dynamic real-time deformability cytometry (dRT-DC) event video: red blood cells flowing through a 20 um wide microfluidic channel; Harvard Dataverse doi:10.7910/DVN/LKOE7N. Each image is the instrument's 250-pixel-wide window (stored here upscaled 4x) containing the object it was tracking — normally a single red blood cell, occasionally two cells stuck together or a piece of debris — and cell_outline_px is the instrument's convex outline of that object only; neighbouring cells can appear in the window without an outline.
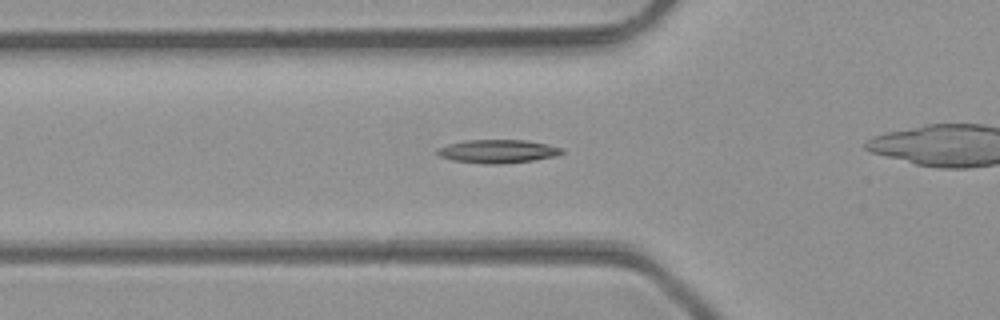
{"species": "common noctule bat (a hibernating species)", "species_latin": "Nyctalus noctula", "temperature_condition": "room temperature", "stored_images_in_passage": 37, "camera_frame_rate_fps": 3000, "um_per_image_px": 0.085, "animal": {"sex": "male", "body_mass_g": 23.1, "forearm_length_mm": 52.7}, "frame": {"image": 1, "passage_image": 13, "time_ms": 4.0, "image_size_px": [1000, 320], "cell_outline_px": [[564, 152], [556, 156], [532, 160], [500, 164], [484, 164], [452, 160], [440, 156], [436, 152], [436, 148], [448, 144], [464, 140], [524, 140], [564, 148]], "centroid_in_image_um": [42.27, 12.86], "position_along_channel_um": 83.5, "area_um2": 16.94}}
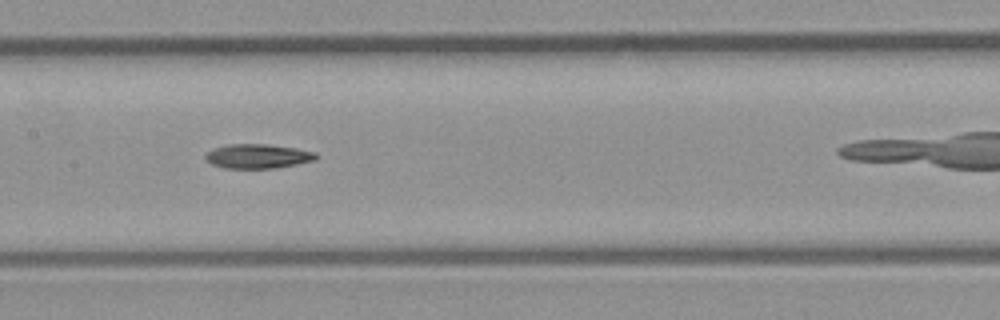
{"frame": {"image": 2, "passage_image": 20, "time_ms": 6.333, "image_size_px": [1000, 320], "cell_outline_px": [[320, 156], [316, 160], [276, 168], [224, 168], [212, 164], [204, 160], [204, 156], [208, 152], [216, 148], [232, 144], [268, 144], [296, 148], [316, 152]], "centroid_in_image_um": [21.95, 13.28], "position_along_channel_um": 185.4, "area_um2": 15.72}}
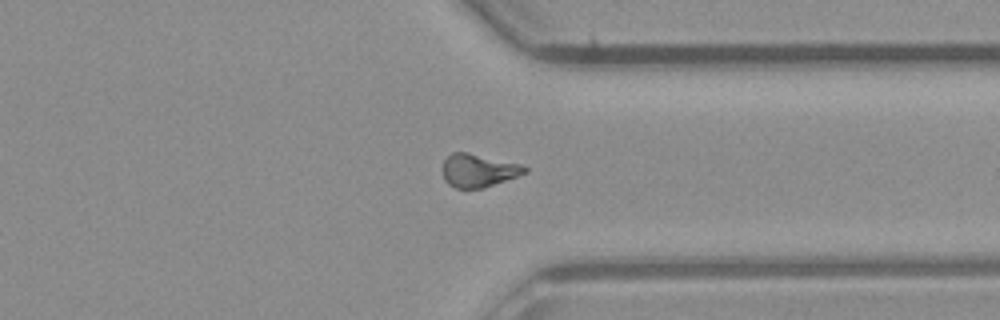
{"frame": {"image": 3, "passage_image": 33, "time_ms": 10.667, "image_size_px": [1000, 320], "cell_outline_px": [[528, 172], [484, 188], [456, 188], [448, 184], [444, 180], [444, 160], [452, 152], [468, 152], [520, 164], [528, 168]], "centroid_in_image_um": [40.67, 14.49], "position_along_channel_um": 370.7, "area_um2": 15.72}, "authors_computed_cell_mechanics": {"area_um2": 16.0106, "velocity_mm_per_s": 4.3079, "shape_relaxation_time_tau1_ms": null, "shape_relaxation_time_tau2_ms": 3.5665, "deformation_change_tau1": null, "deformation_change_tau2": 0.1173}}